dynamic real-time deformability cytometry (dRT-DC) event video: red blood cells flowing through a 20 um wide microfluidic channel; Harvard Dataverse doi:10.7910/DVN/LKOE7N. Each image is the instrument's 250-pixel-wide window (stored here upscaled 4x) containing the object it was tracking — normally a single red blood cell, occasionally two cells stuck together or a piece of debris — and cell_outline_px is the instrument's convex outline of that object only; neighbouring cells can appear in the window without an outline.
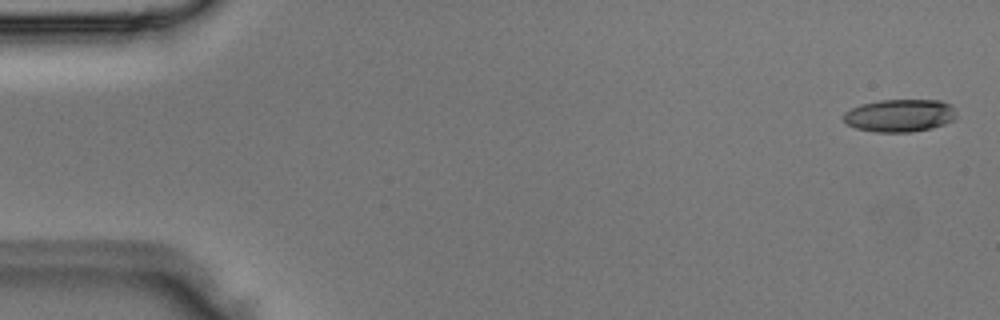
{"species": "Egyptian fruit bat (a non-hibernating species)", "species_latin": "Rousettus aegyptiacus", "temperature_condition": "room temperature", "stored_images_in_passage": 5, "camera_frame_rate_fps": 3000, "um_per_image_px": 0.085, "animal": {"sex": "male"}, "frame": {"image": 1, "passage_image": 1, "time_ms": 0.0, "image_size_px": [1000, 320], "cell_outline_px": [[956, 116], [952, 120], [944, 124], [932, 128], [912, 132], [876, 132], [856, 128], [848, 124], [844, 120], [844, 112], [860, 104], [880, 100], [940, 100], [952, 104]], "centroid_in_image_um": [76.49, 9.81], "position_along_channel_um": 8.5, "area_um2": 21.5}}
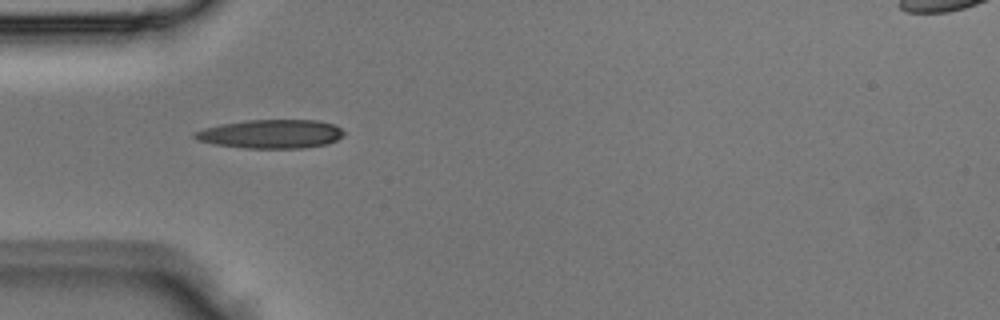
{"frame": {"image": 2, "passage_image": 4, "time_ms": 1.0, "image_size_px": [1000, 320], "cell_outline_px": [[344, 132], [336, 140], [328, 144], [304, 148], [244, 148], [212, 144], [196, 140], [192, 136], [192, 132], [204, 128], [244, 120], [316, 120], [336, 124]], "centroid_in_image_um": [23.0, 11.39], "position_along_channel_um": 62.0, "area_um2": 25.14}}
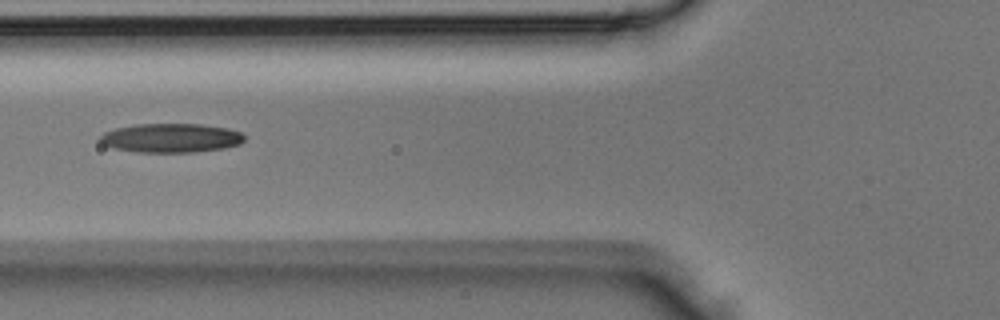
{"frame": {"image": 3, "passage_image": 5, "time_ms": 1.333, "image_size_px": [1000, 320], "cell_outline_px": [[244, 140], [240, 144], [224, 148], [196, 152], [136, 152], [116, 148], [104, 144], [100, 140], [100, 136], [104, 132], [116, 128], [136, 124], [200, 124], [228, 128], [240, 132], [244, 136]], "centroid_in_image_um": [14.56, 11.72], "position_along_channel_um": 111.2, "area_um2": 24.33}}